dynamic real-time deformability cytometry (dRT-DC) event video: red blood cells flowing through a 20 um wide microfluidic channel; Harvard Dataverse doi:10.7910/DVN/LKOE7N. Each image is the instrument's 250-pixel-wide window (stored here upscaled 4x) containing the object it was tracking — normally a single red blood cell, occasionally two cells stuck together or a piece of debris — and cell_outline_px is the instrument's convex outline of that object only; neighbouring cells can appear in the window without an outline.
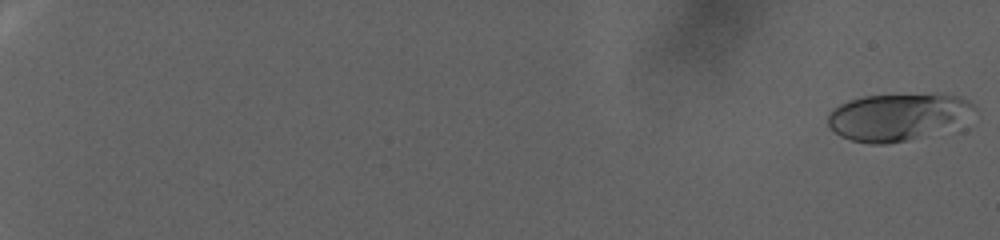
{"species": "human", "species_latin": "Homo sapiens", "temperature_condition": "warm", "stored_images_in_passage": 94, "camera_frame_rate_fps": 3000, "um_per_image_px": 0.085, "donor": {"sex": "female"}, "frame": {"image": 1, "passage_image": 1, "time_ms": 0.0, "image_size_px": [1000, 240], "cell_outline_px": [[976, 108], [952, 124], [904, 140], [884, 144], [872, 144], [852, 140], [840, 136], [828, 128], [828, 112], [832, 108], [848, 100], [864, 96], [936, 92], [940, 92], [960, 96], [976, 104]], "centroid_in_image_um": [76.18, 9.86], "position_along_channel_um": 8.8, "area_um2": 39.59}}
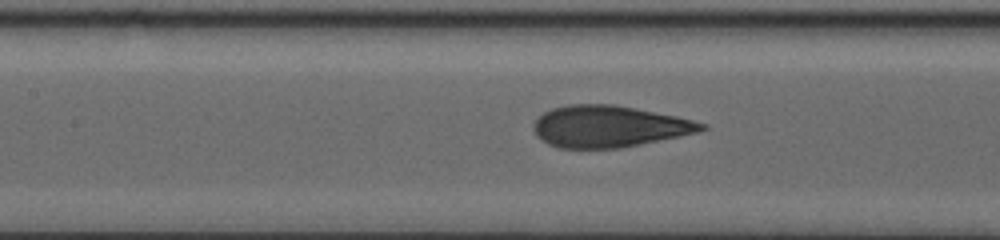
{"frame": {"image": 2, "passage_image": 52, "time_ms": 17.0, "image_size_px": [1000, 240], "cell_outline_px": [[708, 128], [696, 132], [680, 136], [620, 148], [560, 148], [548, 144], [536, 136], [532, 128], [532, 124], [544, 112], [552, 108], [568, 104], [612, 104], [676, 116], [708, 124]], "centroid_in_image_um": [51.73, 10.74], "position_along_channel_um": 155.7, "area_um2": 40.58}}
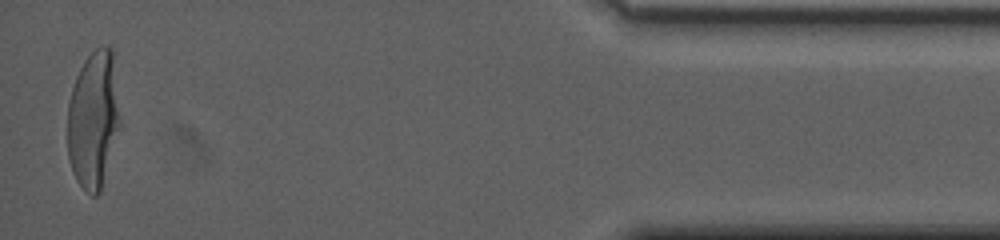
{"frame": {"image": 3, "passage_image": 93, "time_ms": 30.667, "image_size_px": [1000, 240], "cell_outline_px": [[120, 128], [100, 192], [96, 196], [92, 196], [76, 180], [72, 172], [68, 160], [68, 104], [72, 88], [76, 76], [84, 60], [100, 44], [108, 44], [112, 48], [120, 120]], "centroid_in_image_um": [7.94, 10.15], "position_along_channel_um": 427.3, "area_um2": 42.19}, "authors_computed_cell_mechanics": {"area_um2": 40.2866, "velocity_mm_per_s": 2.4018, "shape_relaxation_time_tau1_ms": 8.2289, "shape_relaxation_time_tau2_ms": null, "deformation_change_tau1": 0.2784, "deformation_change_tau2": null}}